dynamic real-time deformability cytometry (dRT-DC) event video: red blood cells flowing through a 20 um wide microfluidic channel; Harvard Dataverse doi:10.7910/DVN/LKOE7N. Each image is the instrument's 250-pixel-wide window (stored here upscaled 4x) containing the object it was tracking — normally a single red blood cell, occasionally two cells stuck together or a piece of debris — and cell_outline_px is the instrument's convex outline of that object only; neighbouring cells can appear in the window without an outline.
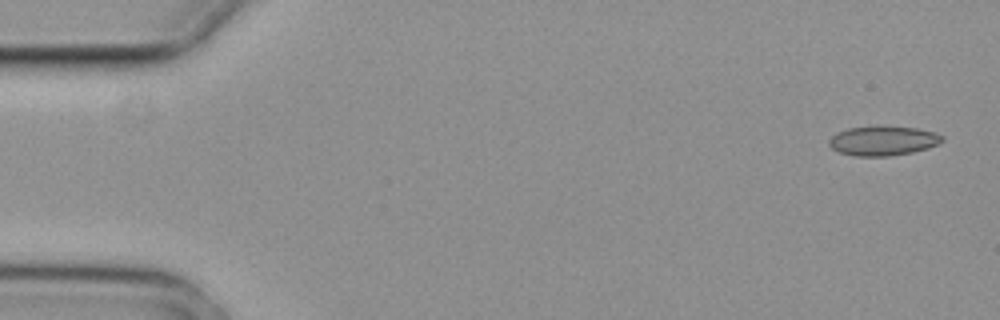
{"species": "common noctule bat (a hibernating species)", "species_latin": "Nyctalus noctula", "temperature_condition": "cold", "stored_images_in_passage": 5, "camera_frame_rate_fps": 3000, "um_per_image_px": 0.085, "animal": {"sex": "female", "body_mass_g": 29.2, "forearm_length_mm": 56.3}, "frame": {"image": 1, "passage_image": 1, "time_ms": 0.0, "image_size_px": [1000, 320], "cell_outline_px": [[944, 140], [928, 148], [912, 152], [888, 156], [856, 156], [840, 152], [832, 148], [828, 144], [828, 140], [836, 132], [848, 128], [872, 124], [880, 124], [916, 128], [932, 132], [944, 136]], "centroid_in_image_um": [75.02, 11.93], "position_along_channel_um": 10.0, "area_um2": 19.88}}
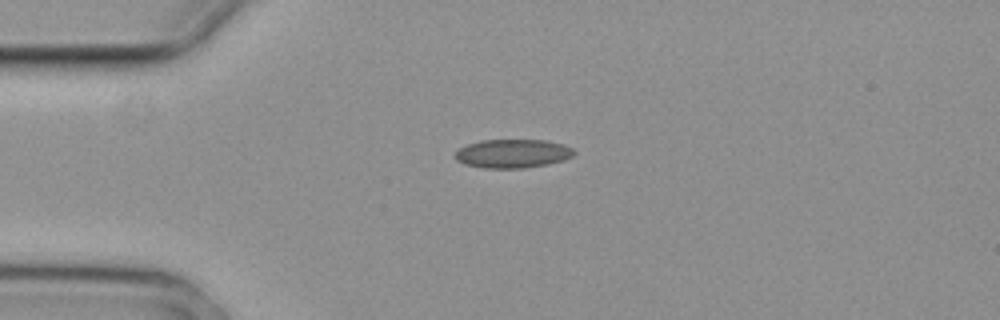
{"frame": {"image": 2, "passage_image": 4, "time_ms": 1.0, "image_size_px": [1000, 320], "cell_outline_px": [[576, 152], [572, 156], [564, 160], [548, 164], [524, 168], [484, 168], [464, 164], [456, 160], [456, 152], [460, 148], [468, 144], [480, 140], [544, 140], [564, 144], [572, 148]], "centroid_in_image_um": [43.59, 13.05], "position_along_channel_um": 41.4, "area_um2": 19.88}}